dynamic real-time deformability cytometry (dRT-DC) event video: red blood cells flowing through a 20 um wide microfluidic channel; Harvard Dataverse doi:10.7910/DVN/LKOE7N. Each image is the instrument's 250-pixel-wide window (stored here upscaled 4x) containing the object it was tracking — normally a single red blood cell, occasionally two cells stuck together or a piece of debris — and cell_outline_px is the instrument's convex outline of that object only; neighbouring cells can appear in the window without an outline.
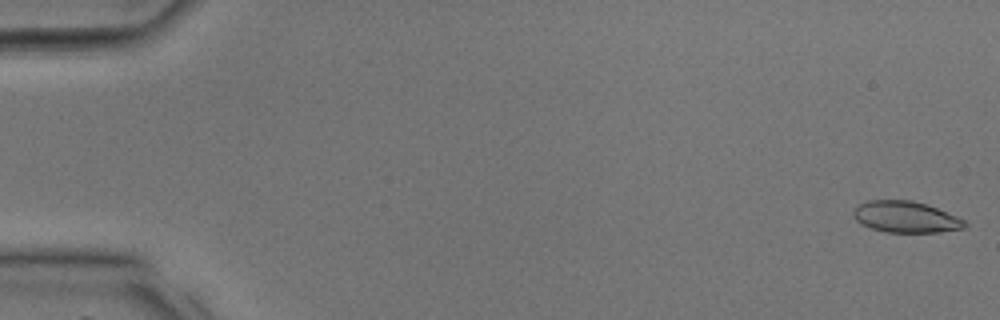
{"species": "common noctule bat (a hibernating species)", "species_latin": "Nyctalus noctula", "temperature_condition": "room temperature", "stored_images_in_passage": 36, "camera_frame_rate_fps": 3000, "um_per_image_px": 0.085, "animal": {"sex": "male", "body_mass_g": 17.9, "forearm_length_mm": 54.2}, "frame": {"image": 1, "passage_image": 1, "time_ms": 0.0, "image_size_px": [1000, 320], "cell_outline_px": [[968, 224], [964, 228], [940, 232], [884, 232], [860, 224], [852, 216], [852, 212], [856, 204], [868, 200], [912, 200], [936, 208], [956, 216], [964, 220]], "centroid_in_image_um": [76.93, 18.44], "position_along_channel_um": 8.1, "area_um2": 20.4}}
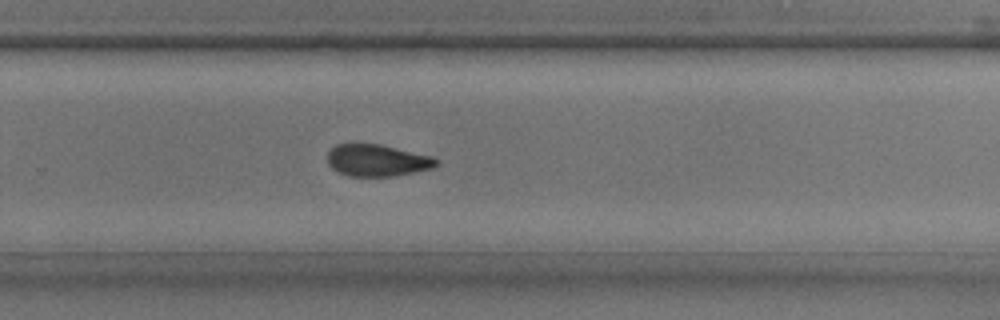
{"frame": {"image": 2, "passage_image": 24, "time_ms": 7.667, "image_size_px": [1000, 320], "cell_outline_px": [[440, 160], [432, 168], [392, 176], [348, 176], [332, 168], [328, 164], [328, 152], [336, 144], [352, 140], [380, 144], [432, 156]], "centroid_in_image_um": [32.0, 13.58], "position_along_channel_um": 297.8, "area_um2": 20.63}}
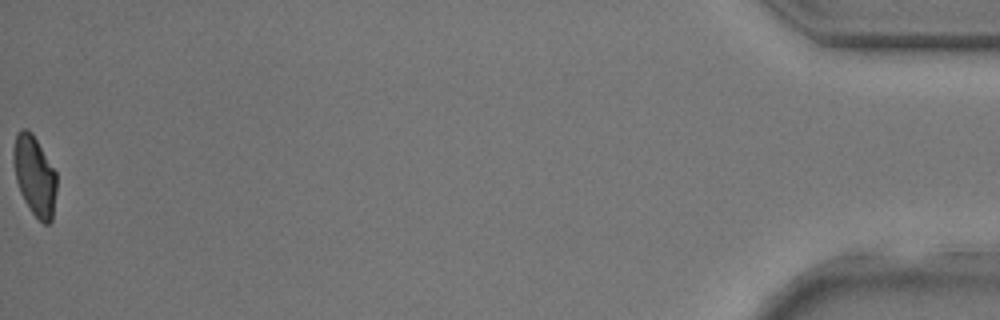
{"frame": {"image": 3, "passage_image": 36, "time_ms": 11.667, "image_size_px": [1000, 320], "cell_outline_px": [[56, 192], [52, 220], [48, 224], [44, 224], [32, 212], [24, 200], [20, 192], [16, 180], [12, 160], [12, 148], [16, 132], [20, 128], [28, 128], [32, 132], [56, 172]], "centroid_in_image_um": [2.91, 14.88], "position_along_channel_um": 432.3, "area_um2": 20.29}}